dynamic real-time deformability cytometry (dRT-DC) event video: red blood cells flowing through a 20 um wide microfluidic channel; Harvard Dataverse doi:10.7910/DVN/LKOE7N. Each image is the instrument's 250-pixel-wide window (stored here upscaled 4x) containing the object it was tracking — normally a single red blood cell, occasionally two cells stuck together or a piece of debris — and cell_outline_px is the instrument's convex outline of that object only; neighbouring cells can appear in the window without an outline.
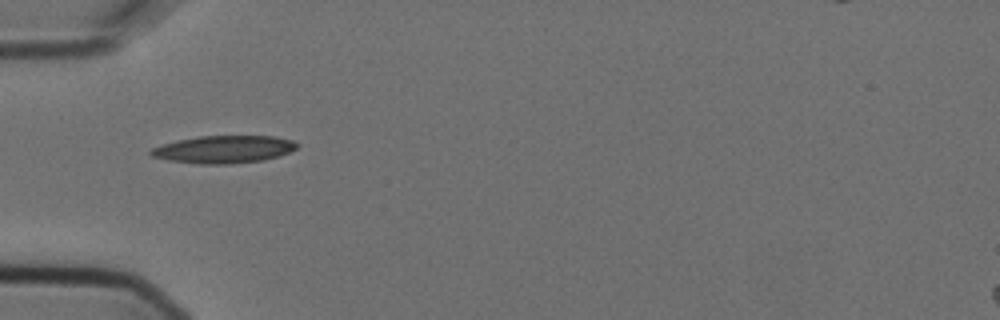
{"species": "Egyptian fruit bat (a non-hibernating species)", "species_latin": "Rousettus aegyptiacus", "temperature_condition": "cold", "stored_images_in_passage": 6, "camera_frame_rate_fps": 3000, "um_per_image_px": 0.085, "animal": {"sex": "female"}, "frame": {"image": 1, "passage_image": 5, "time_ms": 1.333, "image_size_px": [1000, 320], "cell_outline_px": [[300, 144], [296, 148], [280, 156], [264, 160], [228, 164], [200, 164], [168, 160], [152, 156], [148, 152], [152, 148], [160, 144], [176, 140], [200, 136], [276, 136], [292, 140]], "centroid_in_image_um": [19.02, 12.69], "position_along_channel_um": 66.0, "area_um2": 23.58}}
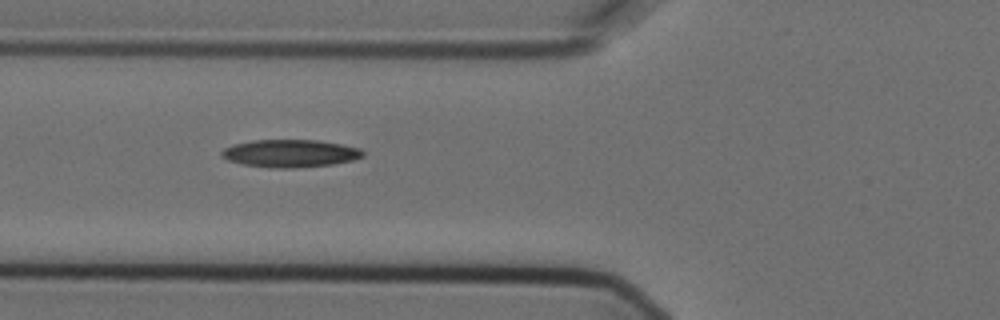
{"frame": {"image": 2, "passage_image": 6, "time_ms": 1.667, "image_size_px": [1000, 320], "cell_outline_px": [[364, 156], [352, 160], [332, 164], [292, 168], [268, 168], [244, 164], [228, 160], [220, 156], [220, 152], [224, 148], [232, 144], [252, 140], [316, 140], [340, 144], [360, 148], [364, 152]], "centroid_in_image_um": [24.63, 13.03], "position_along_channel_um": 101.2, "area_um2": 22.77}}